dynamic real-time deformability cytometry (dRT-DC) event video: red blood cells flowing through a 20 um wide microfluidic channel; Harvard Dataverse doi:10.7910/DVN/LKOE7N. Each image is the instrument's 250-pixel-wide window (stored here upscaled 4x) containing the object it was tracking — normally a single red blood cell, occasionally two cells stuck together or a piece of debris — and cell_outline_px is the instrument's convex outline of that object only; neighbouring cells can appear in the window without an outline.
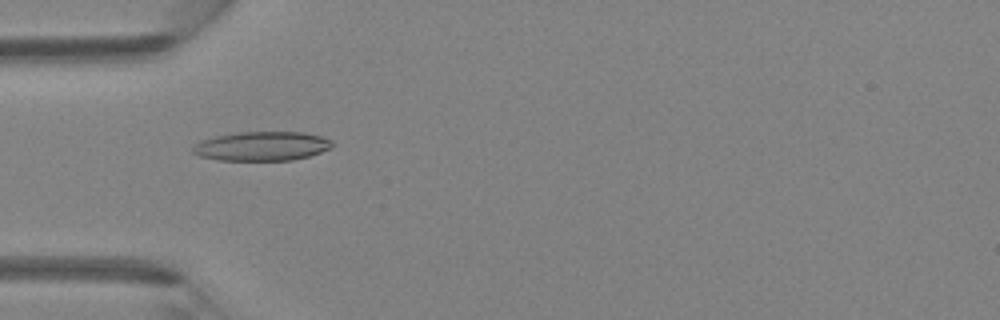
{"species": "Egyptian fruit bat (a non-hibernating species)", "species_latin": "Rousettus aegyptiacus", "temperature_condition": "room temperature", "stored_images_in_passage": 45, "camera_frame_rate_fps": 3000, "um_per_image_px": 0.085, "animal": {"sex": "female"}, "frame": {"image": 1, "passage_image": 14, "time_ms": 4.333, "image_size_px": [1000, 320], "cell_outline_px": [[332, 148], [308, 156], [292, 160], [220, 160], [200, 156], [192, 152], [192, 148], [196, 144], [204, 140], [216, 136], [240, 132], [304, 132], [320, 136], [332, 140]], "centroid_in_image_um": [22.29, 12.42], "position_along_channel_um": 62.7, "area_um2": 23.47}}
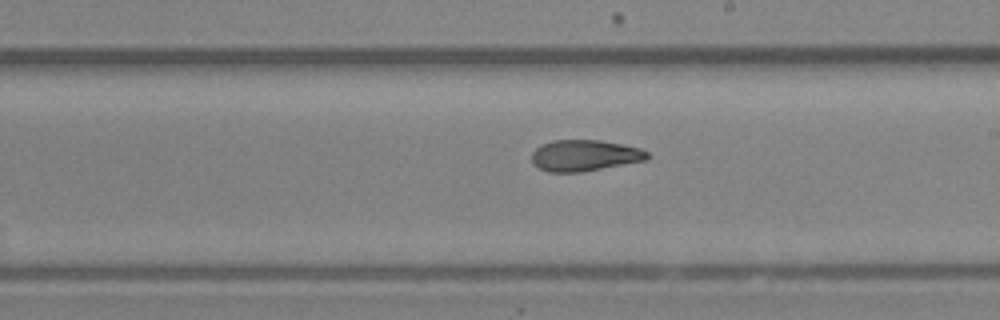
{"frame": {"image": 2, "passage_image": 26, "time_ms": 8.333, "image_size_px": [1000, 320], "cell_outline_px": [[648, 160], [580, 172], [548, 172], [532, 164], [532, 152], [540, 144], [552, 140], [600, 140], [640, 148], [648, 152]], "centroid_in_image_um": [49.66, 13.21], "position_along_channel_um": 239.3, "area_um2": 21.04}}
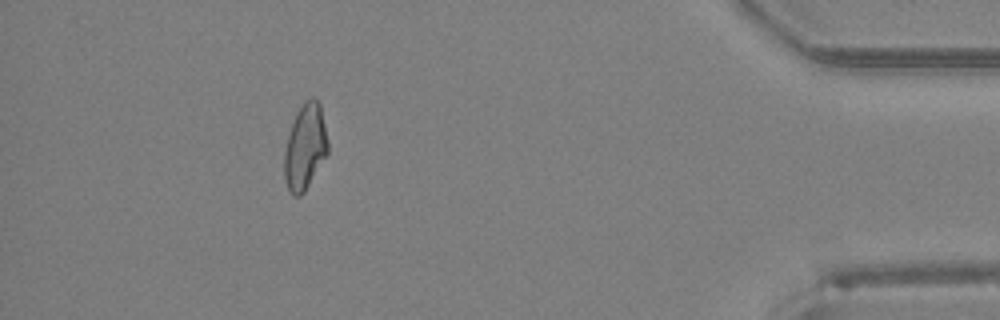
{"frame": {"image": 3, "passage_image": 41, "time_ms": 13.333, "image_size_px": [1000, 320], "cell_outline_px": [[328, 152], [304, 192], [300, 196], [292, 196], [284, 180], [284, 152], [288, 136], [296, 112], [304, 100], [312, 96], [316, 96], [320, 104], [328, 140]], "centroid_in_image_um": [25.93, 12.46], "position_along_channel_um": 409.3, "area_um2": 21.79}}